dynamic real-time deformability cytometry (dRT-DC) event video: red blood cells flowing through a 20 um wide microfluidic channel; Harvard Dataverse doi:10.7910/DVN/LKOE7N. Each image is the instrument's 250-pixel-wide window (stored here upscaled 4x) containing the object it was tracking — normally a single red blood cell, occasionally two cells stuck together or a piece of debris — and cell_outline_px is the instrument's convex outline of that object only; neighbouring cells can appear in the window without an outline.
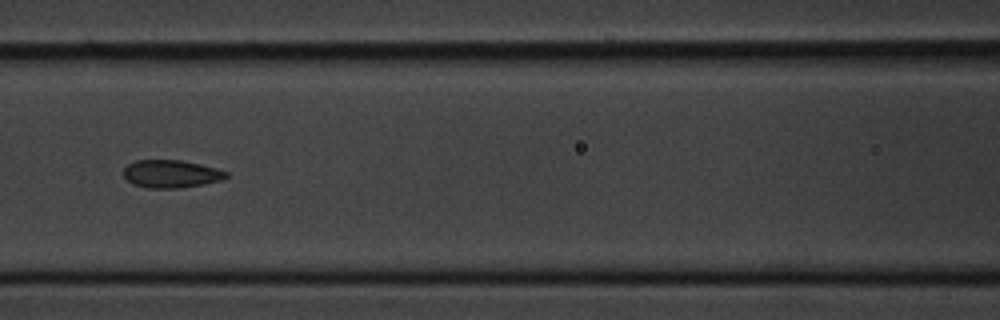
{"species": "common noctule bat (a hibernating species)", "species_latin": "Nyctalus noctula", "temperature_condition": "cold", "stored_images_in_passage": 7, "camera_frame_rate_fps": 3000, "um_per_image_px": 0.085, "animal": {"sex": "male", "body_mass_g": 20.1, "forearm_length_mm": 53.5}, "frame": {"image": 1, "passage_image": 6, "time_ms": 5.667, "image_size_px": [1000, 320], "cell_outline_px": [[228, 176], [220, 180], [204, 184], [180, 188], [148, 188], [132, 184], [124, 176], [124, 168], [128, 164], [136, 160], [180, 160], [200, 164], [216, 168], [228, 172]], "centroid_in_image_um": [14.53, 14.78], "position_along_channel_um": 152.1, "area_um2": 16.59}}
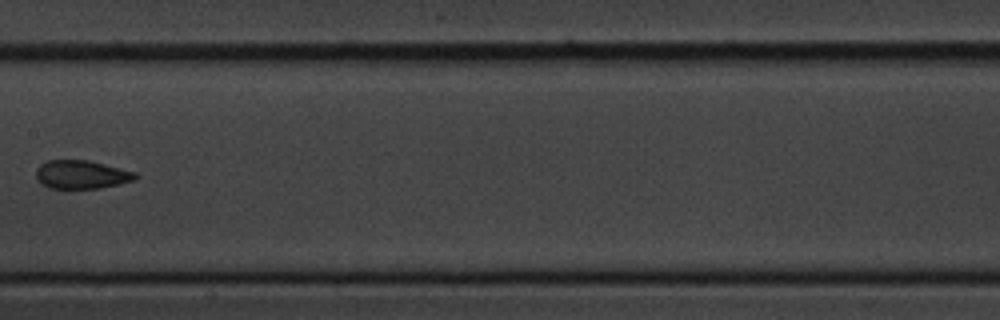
{"frame": {"image": 2, "passage_image": 7, "time_ms": 7.0, "image_size_px": [1000, 320], "cell_outline_px": [[136, 176], [132, 180], [120, 184], [100, 188], [48, 188], [36, 176], [36, 168], [40, 164], [48, 160], [88, 160], [136, 172]], "centroid_in_image_um": [6.91, 14.83], "position_along_channel_um": 200.5, "area_um2": 16.24}}